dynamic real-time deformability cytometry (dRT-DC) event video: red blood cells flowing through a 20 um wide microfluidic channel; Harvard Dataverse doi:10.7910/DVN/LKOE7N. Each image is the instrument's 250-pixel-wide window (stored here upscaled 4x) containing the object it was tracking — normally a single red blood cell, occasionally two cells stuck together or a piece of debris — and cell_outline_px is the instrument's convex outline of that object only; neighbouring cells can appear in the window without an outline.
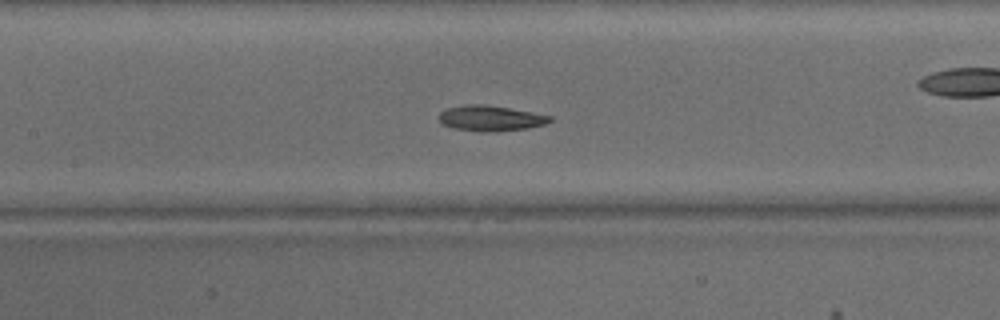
{"species": "common noctule bat (a hibernating species)", "species_latin": "Nyctalus noctula", "temperature_condition": "warm", "stored_images_in_passage": 50, "camera_frame_rate_fps": 3000, "um_per_image_px": 0.085, "animal": {"sex": "male", "body_mass_g": 15.6}, "frame": {"image": 1, "passage_image": 22, "time_ms": 7.0, "image_size_px": [1000, 320], "cell_outline_px": [[552, 120], [544, 124], [528, 128], [496, 132], [480, 132], [452, 128], [444, 124], [440, 120], [440, 112], [444, 108], [464, 104], [480, 104], [508, 108], [532, 112], [552, 116]], "centroid_in_image_um": [41.67, 10.05], "position_along_channel_um": 165.7, "area_um2": 16.53}, "authors_computed_cell_mechanics": {"area_um2": 17.2533, "velocity_mm_per_s": 4.0879, "shape_relaxation_time_tau1_ms": 2.5058, "shape_relaxation_time_tau2_ms": 10.5396, "deformation_change_tau1": 0.1323, "deformation_change_tau2": 0.2275}}